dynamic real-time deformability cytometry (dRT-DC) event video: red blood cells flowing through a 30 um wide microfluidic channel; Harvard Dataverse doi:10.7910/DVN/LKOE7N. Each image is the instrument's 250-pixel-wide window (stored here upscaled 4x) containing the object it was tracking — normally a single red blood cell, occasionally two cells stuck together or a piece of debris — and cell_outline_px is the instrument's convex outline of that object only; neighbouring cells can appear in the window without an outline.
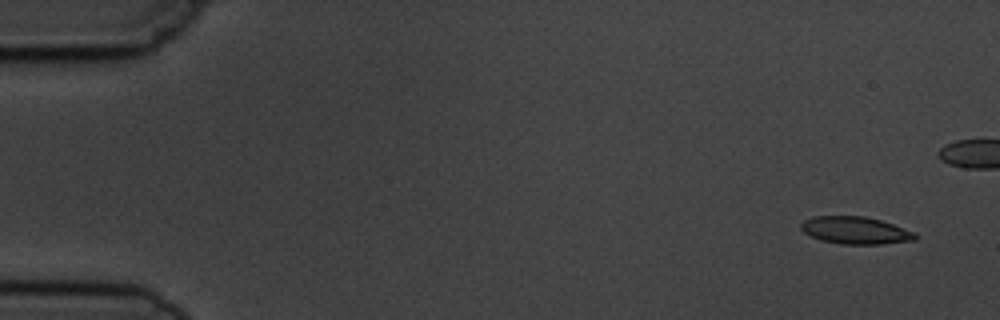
{"species": "common noctule bat (a hibernating species)", "species_latin": "Nyctalus noctula", "temperature_condition": "cold", "stored_images_in_passage": 13, "camera_frame_rate_fps": 3000, "um_per_image_px": 0.085, "animal": {"sex": "male", "body_mass_g": 19.5, "forearm_length_mm": 54.6}, "frame": {"image": 1, "passage_image": 1, "time_ms": 0.0, "image_size_px": [1000, 320], "cell_outline_px": [[916, 240], [880, 244], [840, 244], [820, 240], [804, 232], [800, 228], [800, 224], [804, 220], [812, 216], [864, 216], [880, 220], [916, 232]], "centroid_in_image_um": [72.7, 19.58], "position_along_channel_um": 12.3, "area_um2": 18.21}}
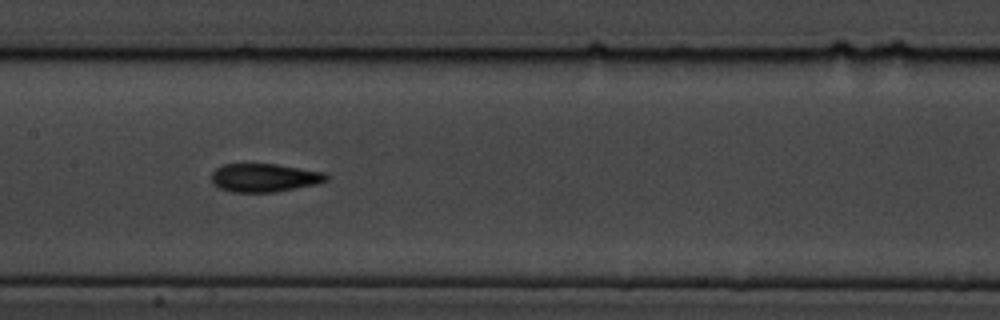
{"frame": {"image": 2, "passage_image": 8, "time_ms": 8.0, "image_size_px": [1000, 320], "cell_outline_px": [[328, 180], [316, 184], [276, 192], [232, 192], [220, 188], [212, 184], [212, 172], [216, 168], [224, 164], [276, 164], [324, 172], [328, 176]], "centroid_in_image_um": [22.46, 15.11], "position_along_channel_um": 184.9, "area_um2": 18.96}}